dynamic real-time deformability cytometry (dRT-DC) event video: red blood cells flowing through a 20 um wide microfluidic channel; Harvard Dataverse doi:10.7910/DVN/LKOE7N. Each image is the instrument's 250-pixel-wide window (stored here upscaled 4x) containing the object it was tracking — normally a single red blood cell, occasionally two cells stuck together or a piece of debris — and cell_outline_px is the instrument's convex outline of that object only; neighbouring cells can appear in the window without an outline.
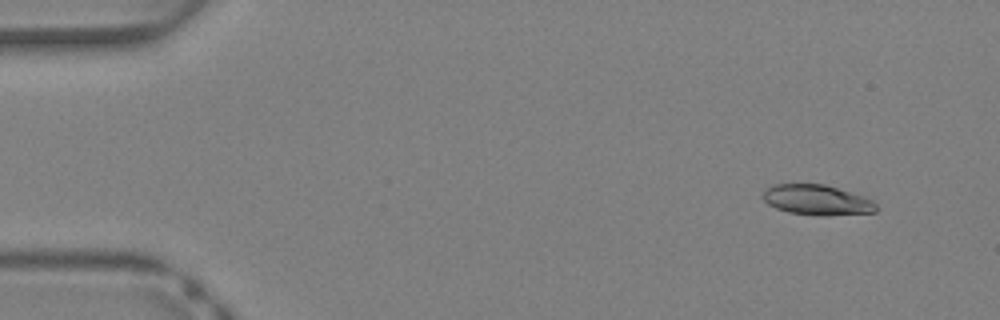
{"species": "Egyptian fruit bat (a non-hibernating species)", "species_latin": "Rousettus aegyptiacus", "temperature_condition": "warm", "stored_images_in_passage": 19, "camera_frame_rate_fps": 3000, "um_per_image_px": 0.085, "animal": {"sex": "female"}, "frame": {"image": 1, "passage_image": 4, "time_ms": 1.0, "image_size_px": [1000, 320], "cell_outline_px": [[876, 212], [820, 216], [816, 216], [788, 212], [776, 208], [768, 204], [760, 196], [772, 184], [824, 184], [864, 196], [872, 200], [876, 204]], "centroid_in_image_um": [69.42, 17.0], "position_along_channel_um": 15.6, "area_um2": 20.0}}